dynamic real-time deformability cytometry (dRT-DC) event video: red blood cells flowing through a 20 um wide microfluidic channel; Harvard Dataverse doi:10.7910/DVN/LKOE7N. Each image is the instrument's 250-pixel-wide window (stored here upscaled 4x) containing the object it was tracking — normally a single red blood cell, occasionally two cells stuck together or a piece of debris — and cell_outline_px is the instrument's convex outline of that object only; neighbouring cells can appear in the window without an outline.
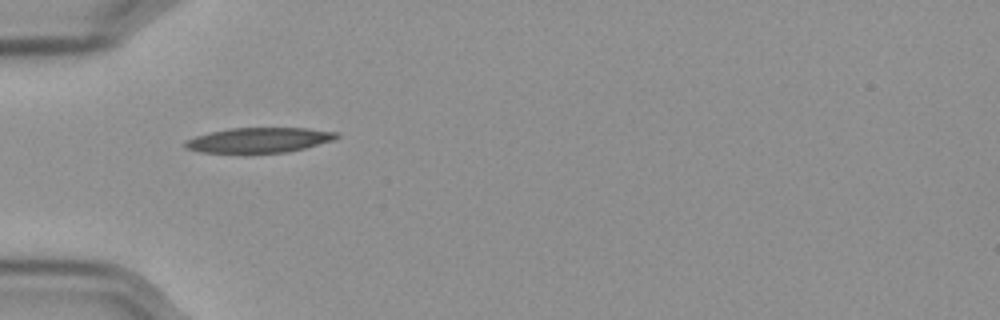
{"species": "Egyptian fruit bat (a non-hibernating species)", "species_latin": "Rousettus aegyptiacus", "temperature_condition": "cold", "stored_images_in_passage": 4, "camera_frame_rate_fps": 3000, "um_per_image_px": 0.085, "frame": {"image": 1, "passage_image": 1, "time_ms": 0.0, "image_size_px": [1000, 320], "cell_outline_px": [[340, 136], [332, 140], [304, 148], [288, 152], [200, 152], [184, 148], [184, 140], [208, 132], [228, 128], [308, 128], [336, 132]], "centroid_in_image_um": [21.97, 11.89], "position_along_channel_um": 63.0, "area_um2": 21.91}}